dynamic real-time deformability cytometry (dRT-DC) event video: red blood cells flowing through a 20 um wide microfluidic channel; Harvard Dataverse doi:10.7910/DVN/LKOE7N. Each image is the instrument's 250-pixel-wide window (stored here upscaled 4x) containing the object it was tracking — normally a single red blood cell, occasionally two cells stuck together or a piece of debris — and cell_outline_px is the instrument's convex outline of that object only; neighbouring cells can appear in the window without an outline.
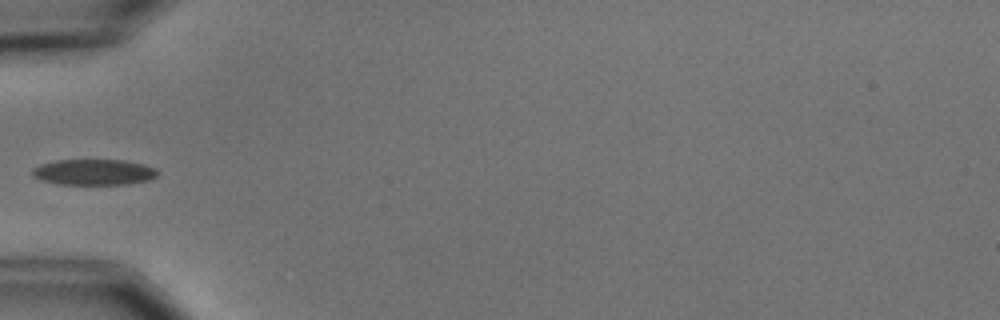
{"species": "common noctule bat (a hibernating species)", "species_latin": "Nyctalus noctula", "temperature_condition": "cold", "stored_images_in_passage": 6, "camera_frame_rate_fps": 3000, "um_per_image_px": 0.085, "animal": {"sex": "male", "body_mass_g": 15.6}, "frame": {"image": 1, "passage_image": 5, "time_ms": 4.667, "image_size_px": [1000, 320], "cell_outline_px": [[160, 172], [156, 176], [148, 180], [124, 184], [60, 184], [44, 180], [32, 176], [32, 168], [40, 164], [56, 160], [124, 160], [144, 164], [156, 168]], "centroid_in_image_um": [7.99, 14.62], "position_along_channel_um": 77.0, "area_um2": 18.79}}